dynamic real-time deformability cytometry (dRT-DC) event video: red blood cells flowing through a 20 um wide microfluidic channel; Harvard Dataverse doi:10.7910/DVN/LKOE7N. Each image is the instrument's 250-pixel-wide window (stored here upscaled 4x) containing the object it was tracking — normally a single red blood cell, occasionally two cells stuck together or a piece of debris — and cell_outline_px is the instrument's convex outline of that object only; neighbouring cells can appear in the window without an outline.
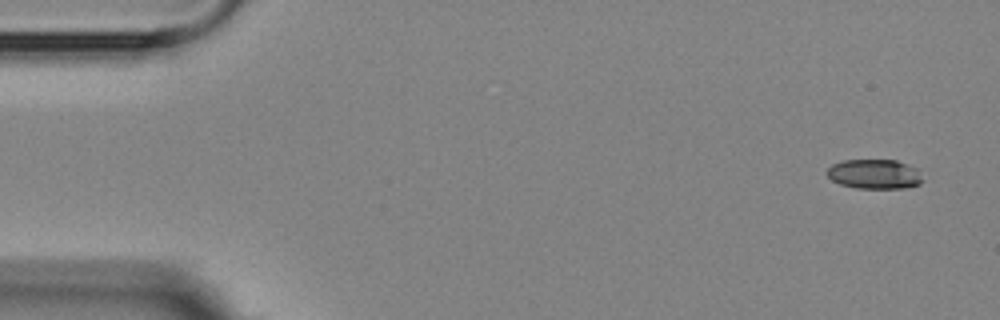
{"species": "Egyptian fruit bat (a non-hibernating species)", "species_latin": "Rousettus aegyptiacus", "temperature_condition": "room temperature", "stored_images_in_passage": 6, "camera_frame_rate_fps": 3000, "um_per_image_px": 0.085, "animal": {"sex": "female"}, "frame": {"image": 1, "passage_image": 1, "time_ms": 0.0, "image_size_px": [1000, 320], "cell_outline_px": [[924, 180], [920, 184], [908, 188], [856, 188], [840, 184], [832, 180], [824, 172], [832, 164], [844, 160], [896, 160], [908, 164], [916, 168]], "centroid_in_image_um": [74.33, 14.8], "position_along_channel_um": 10.7, "area_um2": 16.65}}
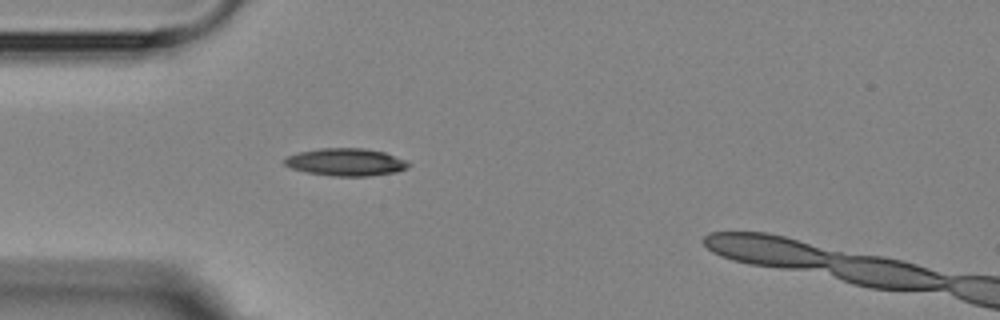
{"frame": {"image": 2, "passage_image": 5, "time_ms": 4.333, "image_size_px": [1000, 320], "cell_outline_px": [[412, 164], [396, 172], [368, 176], [332, 176], [308, 172], [292, 168], [284, 164], [284, 160], [288, 156], [300, 152], [320, 148], [364, 148], [384, 152], [404, 160]], "centroid_in_image_um": [29.39, 13.78], "position_along_channel_um": 55.6, "area_um2": 19.59}}